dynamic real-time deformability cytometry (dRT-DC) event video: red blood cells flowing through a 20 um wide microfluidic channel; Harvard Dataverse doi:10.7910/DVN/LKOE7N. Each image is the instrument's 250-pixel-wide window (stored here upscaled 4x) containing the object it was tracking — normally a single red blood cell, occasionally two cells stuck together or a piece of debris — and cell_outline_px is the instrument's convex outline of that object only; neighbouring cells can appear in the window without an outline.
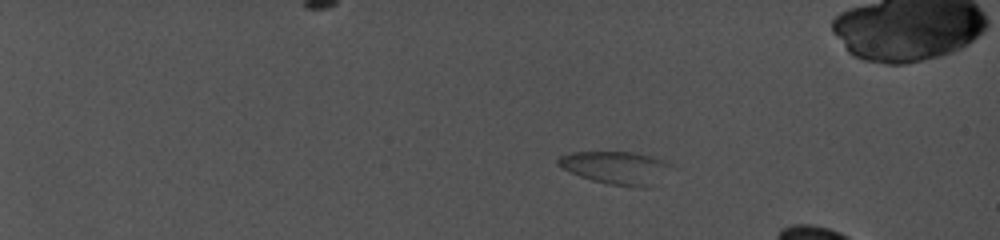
{"species": "common noctule bat (a hibernating species)", "species_latin": "Nyctalus noctula", "temperature_condition": "cold", "stored_images_in_passage": 16, "camera_frame_rate_fps": 5000, "um_per_image_px": 0.085, "animal": {"sex": "female", "body_mass_g": 19.0, "forearm_length_mm": 56.7}, "frame": {"image": 1, "passage_image": 1, "time_ms": 0.0, "image_size_px": [1000, 240], "cell_outline_px": [[668, 164], [636, 184], [612, 184], [596, 180], [572, 172], [564, 168], [556, 160], [560, 156], [572, 152], [636, 152], [652, 156], [664, 160]], "centroid_in_image_um": [52.04, 14.11], "position_along_channel_um": 33.0, "area_um2": 18.61}}